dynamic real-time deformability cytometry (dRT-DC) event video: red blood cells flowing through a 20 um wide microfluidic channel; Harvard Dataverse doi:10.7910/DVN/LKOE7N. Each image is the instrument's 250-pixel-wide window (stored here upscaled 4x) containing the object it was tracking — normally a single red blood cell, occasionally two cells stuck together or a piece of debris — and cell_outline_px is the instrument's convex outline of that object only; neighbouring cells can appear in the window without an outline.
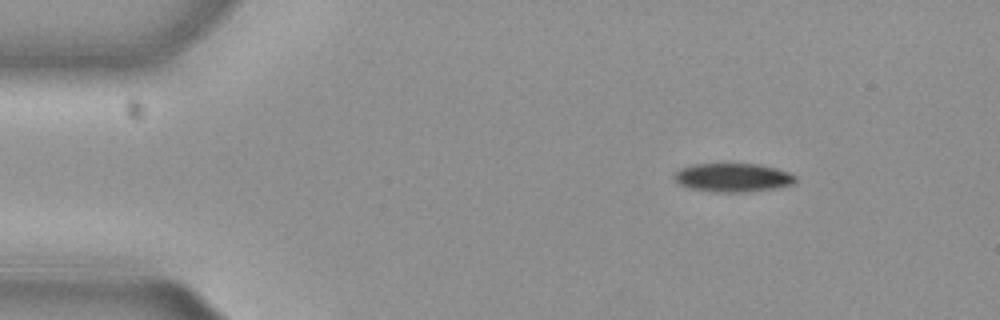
{"species": "common noctule bat (a hibernating species)", "species_latin": "Nyctalus noctula", "temperature_condition": "cold", "stored_images_in_passage": 47, "camera_frame_rate_fps": 3000, "um_per_image_px": 0.085, "animal": {"sex": "female", "body_mass_g": 29.2, "forearm_length_mm": 56.3}, "frame": {"image": 1, "passage_image": 1, "time_ms": 0.0, "image_size_px": [1000, 320], "cell_outline_px": [[796, 180], [792, 184], [776, 188], [744, 192], [716, 192], [688, 188], [680, 184], [672, 176], [680, 168], [692, 164], [756, 164], [776, 168], [788, 172], [796, 176]], "centroid_in_image_um": [62.27, 15.09], "position_along_channel_um": 22.7, "area_um2": 20.17}}
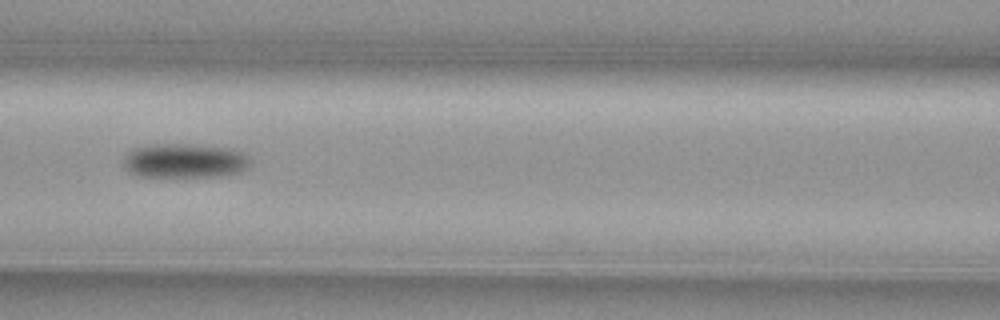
{"frame": {"image": 2, "passage_image": 17, "time_ms": 5.333, "image_size_px": [1000, 320], "cell_outline_px": [[252, 160], [248, 168], [240, 172], [220, 176], [136, 176], [128, 172], [124, 168], [124, 156], [132, 148], [152, 144], [200, 144], [232, 148], [248, 152]], "centroid_in_image_um": [15.76, 13.64], "position_along_channel_um": 150.8, "area_um2": 26.07}}
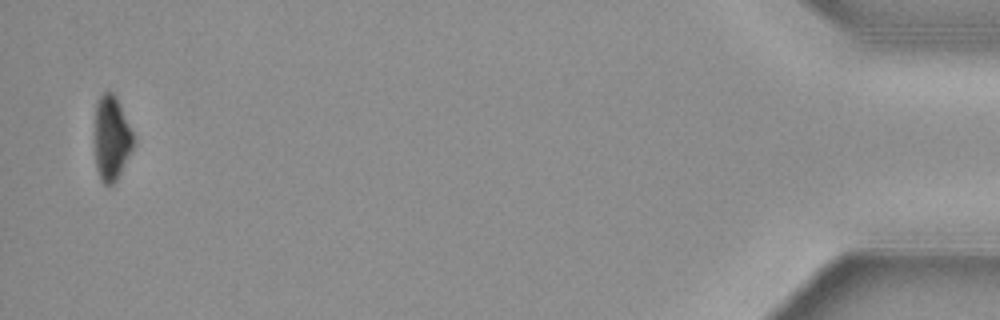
{"frame": {"image": 3, "passage_image": 46, "time_ms": 15.0, "image_size_px": [1000, 320], "cell_outline_px": [[132, 148], [116, 180], [112, 184], [104, 184], [100, 180], [96, 168], [96, 104], [100, 96], [104, 92], [112, 92], [116, 96], [132, 132]], "centroid_in_image_um": [9.46, 11.74], "position_along_channel_um": 425.7, "area_um2": 18.32}, "authors_computed_cell_mechanics": {"area_um2": 23.12, "velocity_mm_per_s": 3.8283, "shape_relaxation_time_tau1_ms": 2.5865, "shape_relaxation_time_tau2_ms": null, "deformation_change_tau1": 0.1258, "deformation_change_tau2": null}}